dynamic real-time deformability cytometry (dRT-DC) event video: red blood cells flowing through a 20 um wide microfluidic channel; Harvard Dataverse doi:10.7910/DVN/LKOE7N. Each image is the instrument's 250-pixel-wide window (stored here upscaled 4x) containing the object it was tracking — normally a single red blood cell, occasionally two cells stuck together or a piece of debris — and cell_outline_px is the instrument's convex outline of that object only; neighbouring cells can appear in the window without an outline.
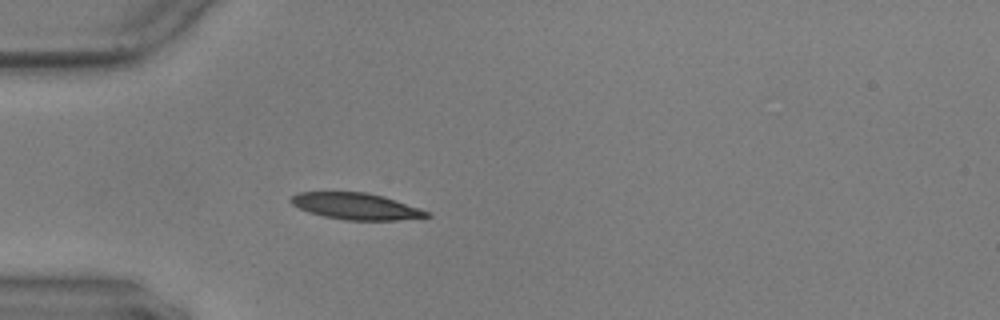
{"species": "common noctule bat (a hibernating species)", "species_latin": "Nyctalus noctula", "temperature_condition": "warm", "stored_images_in_passage": 14, "camera_frame_rate_fps": 3000, "um_per_image_px": 0.085, "animal": {"sex": "male", "body_mass_g": 17.9, "forearm_length_mm": 54.2}, "frame": {"image": 1, "passage_image": 1, "time_ms": 0.0, "image_size_px": [1000, 320], "cell_outline_px": [[432, 216], [396, 220], [344, 220], [324, 216], [308, 212], [292, 204], [288, 200], [296, 192], [368, 192], [384, 196], [432, 212]], "centroid_in_image_um": [30.27, 17.53], "position_along_channel_um": 54.7, "area_um2": 21.1}}
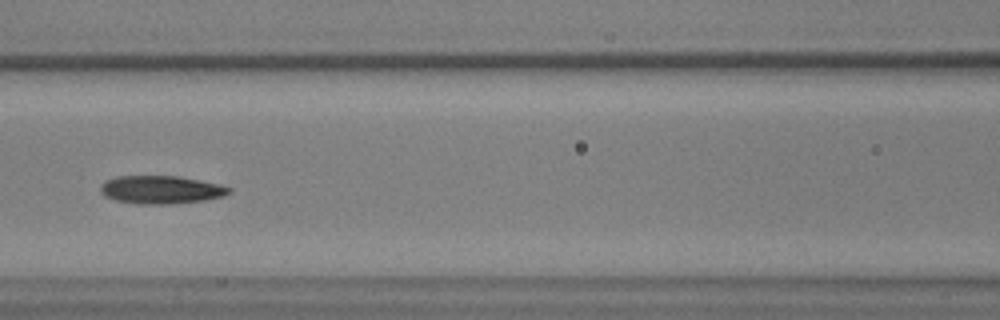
{"frame": {"image": 2, "passage_image": 10, "time_ms": 3.0, "image_size_px": [1000, 320], "cell_outline_px": [[232, 192], [224, 196], [204, 200], [176, 204], [136, 204], [116, 200], [104, 196], [100, 192], [100, 184], [104, 180], [116, 176], [180, 176], [220, 184], [232, 188]], "centroid_in_image_um": [13.68, 16.12], "position_along_channel_um": 152.9, "area_um2": 21.39}}
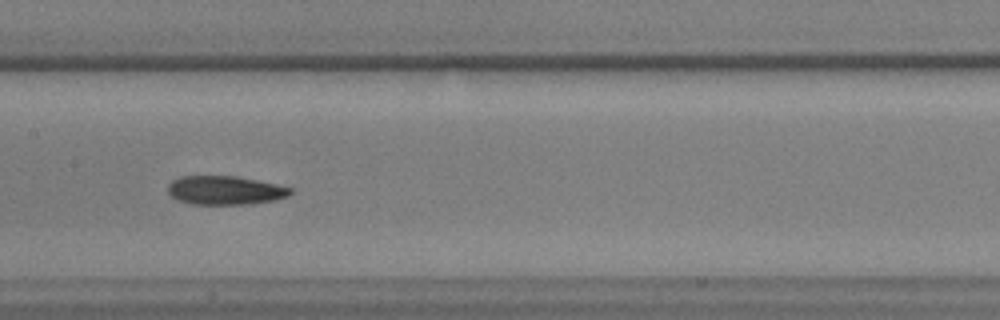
{"frame": {"image": 3, "passage_image": 13, "time_ms": 4.0, "image_size_px": [1000, 320], "cell_outline_px": [[292, 192], [288, 196], [276, 200], [252, 204], [192, 204], [180, 200], [172, 196], [168, 192], [168, 184], [172, 180], [180, 176], [236, 176], [276, 184], [292, 188]], "centroid_in_image_um": [19.15, 16.17], "position_along_channel_um": 188.3, "area_um2": 20.52}}